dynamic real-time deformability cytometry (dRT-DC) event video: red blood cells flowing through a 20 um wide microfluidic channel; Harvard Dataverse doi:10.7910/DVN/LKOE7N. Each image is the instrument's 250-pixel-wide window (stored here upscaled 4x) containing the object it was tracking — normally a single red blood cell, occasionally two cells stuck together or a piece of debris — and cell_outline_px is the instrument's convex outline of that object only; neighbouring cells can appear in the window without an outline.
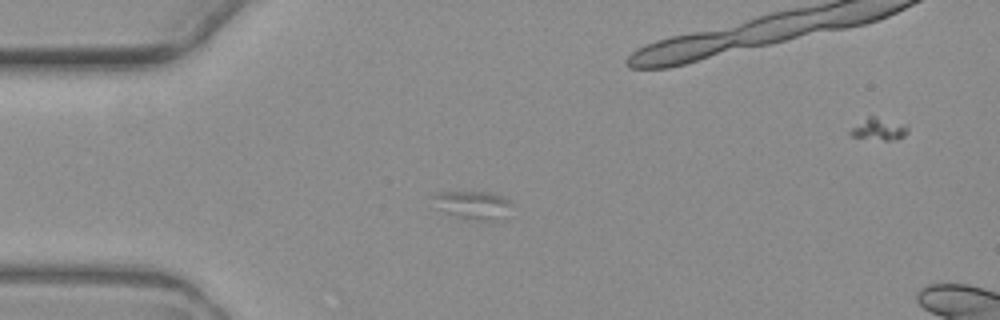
{"species": "common noctule bat (a hibernating species)", "species_latin": "Nyctalus noctula", "temperature_condition": "warm", "stored_images_in_passage": 11, "camera_frame_rate_fps": 3000, "um_per_image_px": 0.085, "animal": {"sex": "female", "body_mass_g": 19.3, "forearm_length_mm": 54.1}, "frame": {"image": 1, "passage_image": 1, "time_ms": 0.0, "image_size_px": [1000, 320], "cell_outline_px": [[512, 204], [488, 216], [460, 216], [436, 208], [428, 196], [432, 192], [488, 192], [500, 196], [508, 200]], "centroid_in_image_um": [39.86, 17.26], "position_along_channel_um": 45.1, "area_um2": 11.16}}